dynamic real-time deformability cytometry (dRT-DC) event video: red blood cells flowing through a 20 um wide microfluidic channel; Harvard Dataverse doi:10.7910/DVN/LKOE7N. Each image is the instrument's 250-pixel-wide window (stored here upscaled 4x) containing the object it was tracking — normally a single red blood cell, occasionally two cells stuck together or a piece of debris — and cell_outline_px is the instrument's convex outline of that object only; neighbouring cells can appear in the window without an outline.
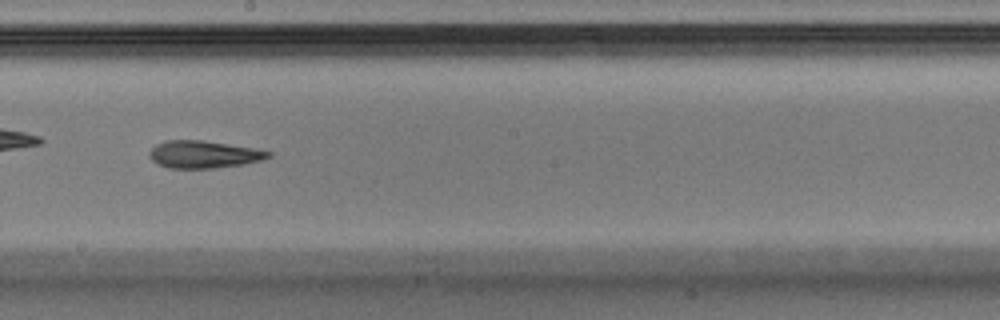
{"species": "Egyptian fruit bat (a non-hibernating species)", "species_latin": "Rousettus aegyptiacus", "temperature_condition": "warm", "stored_images_in_passage": 35, "camera_frame_rate_fps": 3000, "um_per_image_px": 0.085, "animal": {"sex": "male"}, "frame": {"image": 1, "passage_image": 20, "time_ms": 6.333, "image_size_px": [1000, 320], "cell_outline_px": [[272, 156], [264, 160], [244, 164], [216, 168], [168, 168], [152, 160], [148, 156], [148, 152], [156, 144], [164, 140], [204, 140], [256, 148], [272, 152]], "centroid_in_image_um": [17.35, 13.12], "position_along_channel_um": 230.9, "area_um2": 19.25}, "authors_computed_cell_mechanics": {"area_um2": 19.4786, "velocity_mm_per_s": 4.1156, "shape_relaxation_time_tau1_ms": 10.2006, "shape_relaxation_time_tau2_ms": 6.3884, "deformation_change_tau1": 0.263, "deformation_change_tau2": 0.1923}}